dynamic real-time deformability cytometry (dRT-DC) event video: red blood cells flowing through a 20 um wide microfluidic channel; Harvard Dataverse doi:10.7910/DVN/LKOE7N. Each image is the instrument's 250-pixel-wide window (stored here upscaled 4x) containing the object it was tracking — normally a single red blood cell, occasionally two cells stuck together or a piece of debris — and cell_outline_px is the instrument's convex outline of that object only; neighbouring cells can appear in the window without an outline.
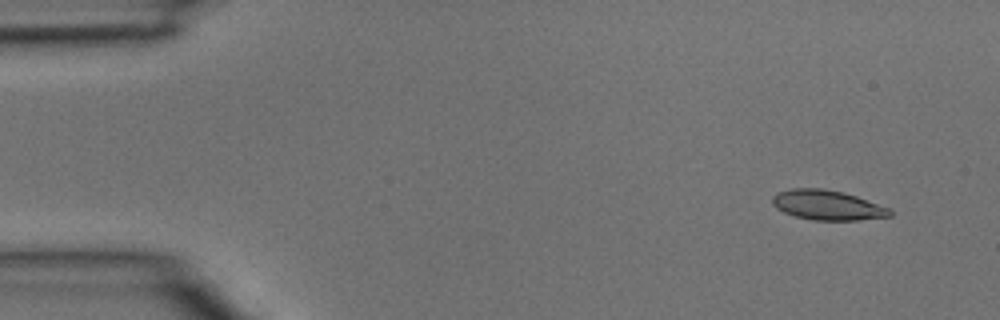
{"species": "common noctule bat (a hibernating species)", "species_latin": "Nyctalus noctula", "temperature_condition": "room temperature", "stored_images_in_passage": 3, "camera_frame_rate_fps": 3000, "um_per_image_px": 0.085, "animal": {"sex": "male", "body_mass_g": 15.6}, "frame": {"image": 1, "passage_image": 1, "time_ms": 0.0, "image_size_px": [1000, 320], "cell_outline_px": [[892, 216], [856, 220], [812, 220], [796, 216], [784, 212], [776, 208], [772, 204], [772, 196], [776, 192], [792, 188], [820, 188], [844, 192], [892, 208]], "centroid_in_image_um": [70.33, 17.43], "position_along_channel_um": 14.7, "area_um2": 20.58}}